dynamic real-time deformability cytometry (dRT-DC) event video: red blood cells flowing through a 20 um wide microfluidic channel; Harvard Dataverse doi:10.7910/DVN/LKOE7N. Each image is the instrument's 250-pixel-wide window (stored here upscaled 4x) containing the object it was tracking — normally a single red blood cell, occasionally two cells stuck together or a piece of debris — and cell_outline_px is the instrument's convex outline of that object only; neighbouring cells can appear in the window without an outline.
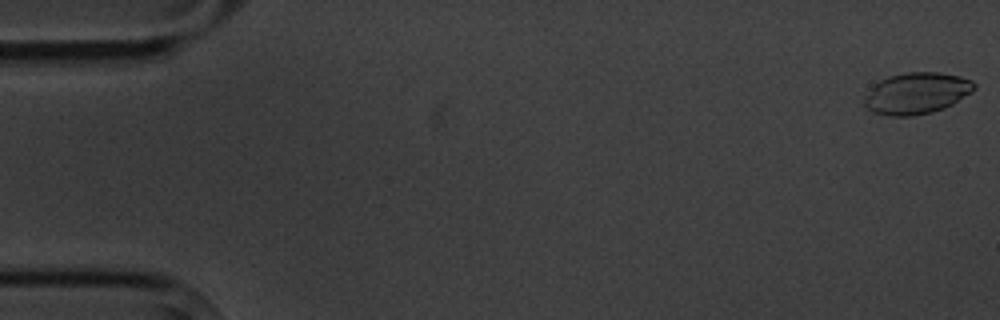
{"species": "common noctule bat (a hibernating species)", "species_latin": "Nyctalus noctula", "temperature_condition": "cold", "stored_images_in_passage": 6, "camera_frame_rate_fps": 3000, "um_per_image_px": 0.085, "animal": {"sex": "male", "body_mass_g": 20.1, "forearm_length_mm": 53.5}, "frame": {"image": 1, "passage_image": 1, "time_ms": 0.0, "image_size_px": [1000, 320], "cell_outline_px": [[976, 88], [972, 92], [952, 104], [944, 108], [932, 112], [912, 116], [892, 116], [872, 112], [864, 104], [864, 100], [872, 88], [880, 80], [888, 76], [908, 72], [936, 72], [960, 76], [972, 80], [976, 84]], "centroid_in_image_um": [77.95, 7.92], "position_along_channel_um": 7.1, "area_um2": 26.36}}